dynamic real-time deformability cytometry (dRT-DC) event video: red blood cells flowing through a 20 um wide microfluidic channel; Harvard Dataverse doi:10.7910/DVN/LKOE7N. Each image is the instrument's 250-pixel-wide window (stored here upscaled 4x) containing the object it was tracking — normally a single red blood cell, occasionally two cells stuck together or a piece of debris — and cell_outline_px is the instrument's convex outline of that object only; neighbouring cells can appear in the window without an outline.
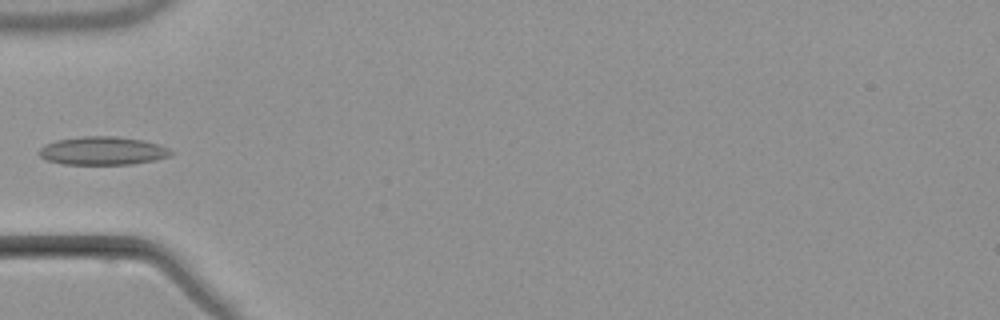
{"species": "common noctule bat (a hibernating species)", "species_latin": "Nyctalus noctula", "temperature_condition": "warm", "stored_images_in_passage": 4, "camera_frame_rate_fps": 3000, "um_per_image_px": 0.085, "animal": {"sex": "male", "body_mass_g": 21.5, "forearm_length_mm": 52.0}, "frame": {"image": 1, "passage_image": 4, "time_ms": 3.667, "image_size_px": [1000, 320], "cell_outline_px": [[172, 152], [168, 156], [156, 160], [132, 164], [64, 164], [48, 160], [40, 156], [36, 152], [44, 144], [56, 140], [84, 136], [116, 136], [144, 140], [168, 148]], "centroid_in_image_um": [8.69, 12.81], "position_along_channel_um": 76.3, "area_um2": 21.68}}